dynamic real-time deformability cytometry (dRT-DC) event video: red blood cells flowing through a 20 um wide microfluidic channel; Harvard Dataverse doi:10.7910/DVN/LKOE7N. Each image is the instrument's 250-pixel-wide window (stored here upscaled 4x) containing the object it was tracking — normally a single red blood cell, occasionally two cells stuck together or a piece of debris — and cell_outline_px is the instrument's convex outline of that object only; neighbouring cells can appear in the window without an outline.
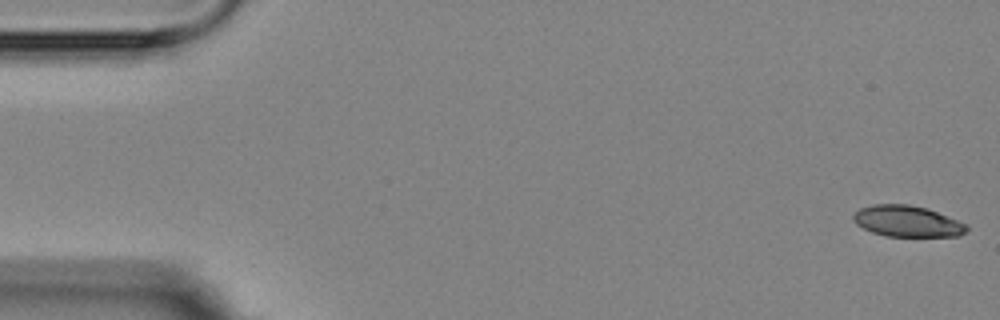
{"species": "Egyptian fruit bat (a non-hibernating species)", "species_latin": "Rousettus aegyptiacus", "temperature_condition": "room temperature", "stored_images_in_passage": 6, "camera_frame_rate_fps": 3000, "um_per_image_px": 0.085, "animal": {"sex": "female"}, "frame": {"image": 1, "passage_image": 1, "time_ms": 0.0, "image_size_px": [1000, 320], "cell_outline_px": [[968, 228], [960, 236], [884, 236], [872, 232], [856, 224], [852, 220], [852, 216], [860, 208], [872, 204], [908, 204], [928, 208], [968, 224]], "centroid_in_image_um": [77.11, 18.8], "position_along_channel_um": 7.9, "area_um2": 20.69}}
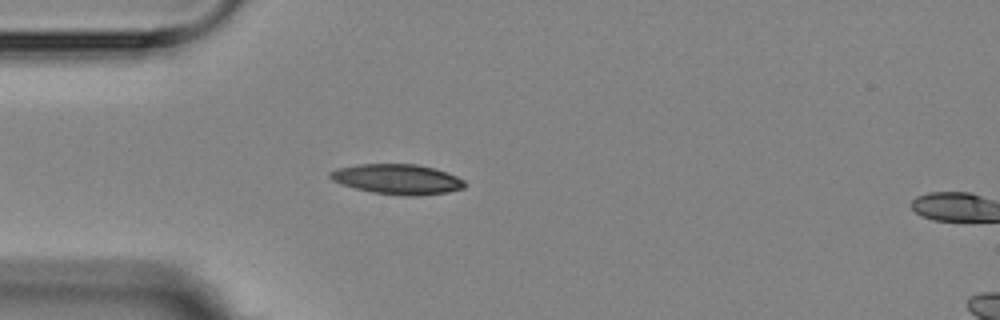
{"frame": {"image": 2, "passage_image": 5, "time_ms": 4.667, "image_size_px": [1000, 320], "cell_outline_px": [[468, 184], [464, 188], [448, 192], [420, 196], [404, 196], [372, 192], [340, 184], [332, 180], [328, 176], [328, 172], [336, 168], [356, 164], [416, 164], [436, 168], [448, 172], [464, 180]], "centroid_in_image_um": [33.79, 15.23], "position_along_channel_um": 51.2, "area_um2": 23.99}}